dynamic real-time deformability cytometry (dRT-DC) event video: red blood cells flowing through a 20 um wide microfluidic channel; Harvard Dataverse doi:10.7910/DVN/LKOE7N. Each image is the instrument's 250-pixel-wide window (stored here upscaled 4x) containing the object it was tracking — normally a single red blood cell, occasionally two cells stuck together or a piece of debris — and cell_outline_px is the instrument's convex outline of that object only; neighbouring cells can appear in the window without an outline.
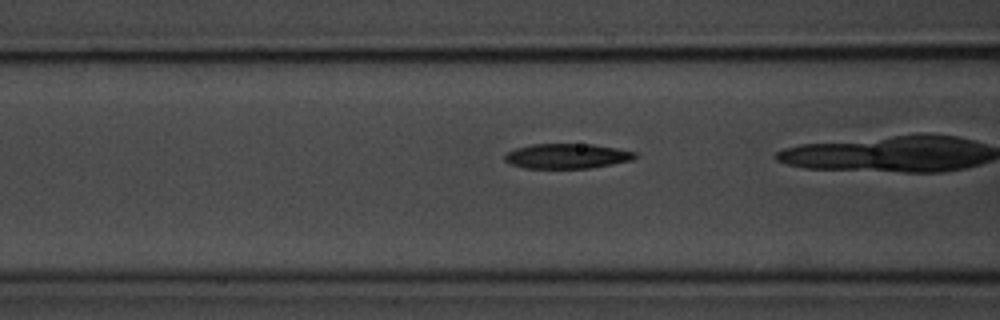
{"species": "common noctule bat (a hibernating species)", "species_latin": "Nyctalus noctula", "temperature_condition": "room temperature", "stored_images_in_passage": 37, "camera_frame_rate_fps": 3000, "um_per_image_px": 0.085, "animal": {"sex": "male", "body_mass_g": 20.1, "forearm_length_mm": 53.5}, "frame": {"image": 1, "passage_image": 16, "time_ms": 5.0, "image_size_px": [1000, 320], "cell_outline_px": [[640, 156], [632, 160], [612, 164], [588, 168], [524, 168], [508, 164], [504, 160], [504, 156], [508, 152], [516, 148], [532, 144], [592, 144], [616, 148], [636, 152]], "centroid_in_image_um": [48.19, 13.27], "position_along_channel_um": 118.4, "area_um2": 19.02}}
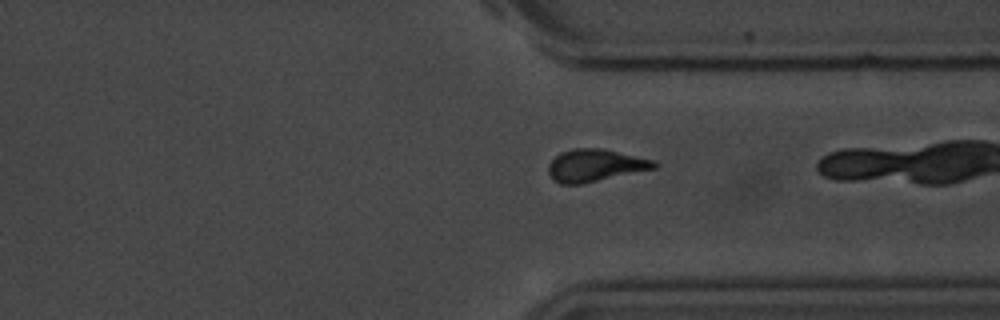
{"frame": {"image": 2, "passage_image": 36, "time_ms": 11.667, "image_size_px": [1000, 320], "cell_outline_px": [[656, 168], [584, 184], [560, 184], [552, 180], [548, 172], [548, 164], [560, 152], [572, 148], [604, 148], [656, 160]], "centroid_in_image_um": [50.58, 14.06], "position_along_channel_um": 360.8, "area_um2": 20.29}}